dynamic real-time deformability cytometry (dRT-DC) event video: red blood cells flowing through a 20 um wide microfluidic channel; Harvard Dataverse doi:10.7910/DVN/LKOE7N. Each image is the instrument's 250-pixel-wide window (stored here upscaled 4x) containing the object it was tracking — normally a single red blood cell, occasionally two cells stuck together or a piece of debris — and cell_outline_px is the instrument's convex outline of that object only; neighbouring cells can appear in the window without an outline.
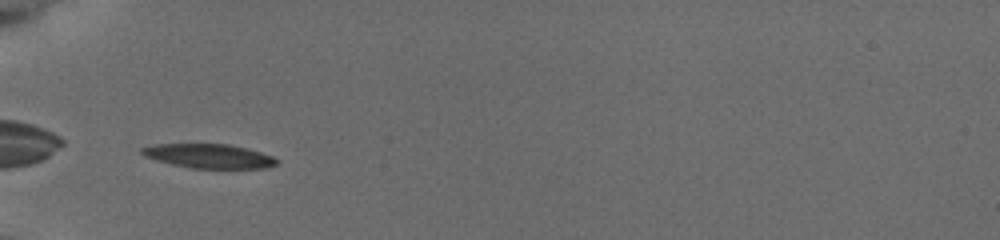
{"species": "common noctule bat (a hibernating species)", "species_latin": "Nyctalus noctula", "temperature_condition": "cold", "stored_images_in_passage": 36, "camera_frame_rate_fps": 3000, "um_per_image_px": 0.085, "animal": {"sex": "female", "body_mass_g": 19.5, "forearm_length_mm": 54.1}, "frame": {"image": 1, "passage_image": 1, "time_ms": 0.0, "image_size_px": [1000, 240], "cell_outline_px": [[280, 160], [276, 164], [268, 168], [192, 168], [172, 164], [156, 160], [144, 156], [140, 152], [140, 148], [156, 144], [228, 144], [260, 152], [272, 156]], "centroid_in_image_um": [17.75, 13.26], "position_along_channel_um": 67.2, "area_um2": 18.9}}
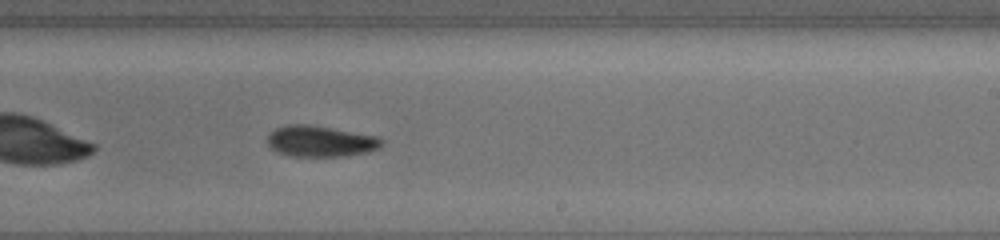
{"frame": {"image": 2, "passage_image": 17, "time_ms": 5.333, "image_size_px": [1000, 240], "cell_outline_px": [[384, 144], [380, 148], [368, 152], [348, 156], [288, 156], [276, 152], [268, 144], [268, 136], [276, 128], [288, 124], [308, 124], [380, 136], [384, 140]], "centroid_in_image_um": [27.3, 12.01], "position_along_channel_um": 261.7, "area_um2": 20.92}}
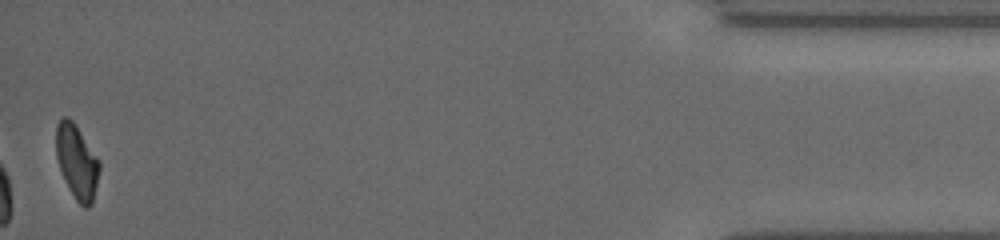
{"frame": {"image": 3, "passage_image": 36, "time_ms": 11.667, "image_size_px": [1000, 240], "cell_outline_px": [[100, 168], [92, 204], [88, 208], [84, 208], [76, 200], [60, 168], [56, 156], [56, 124], [64, 116], [68, 116], [76, 124], [100, 160]], "centroid_in_image_um": [6.55, 13.7], "position_along_channel_um": 428.7, "area_um2": 18.61}, "authors_computed_cell_mechanics": {"area_um2": 20.0566, "velocity_mm_per_s": 3.7675, "shape_relaxation_time_tau1_ms": 3.8147, "shape_relaxation_time_tau2_ms": null, "deformation_change_tau1": 0.153, "deformation_change_tau2": null}}